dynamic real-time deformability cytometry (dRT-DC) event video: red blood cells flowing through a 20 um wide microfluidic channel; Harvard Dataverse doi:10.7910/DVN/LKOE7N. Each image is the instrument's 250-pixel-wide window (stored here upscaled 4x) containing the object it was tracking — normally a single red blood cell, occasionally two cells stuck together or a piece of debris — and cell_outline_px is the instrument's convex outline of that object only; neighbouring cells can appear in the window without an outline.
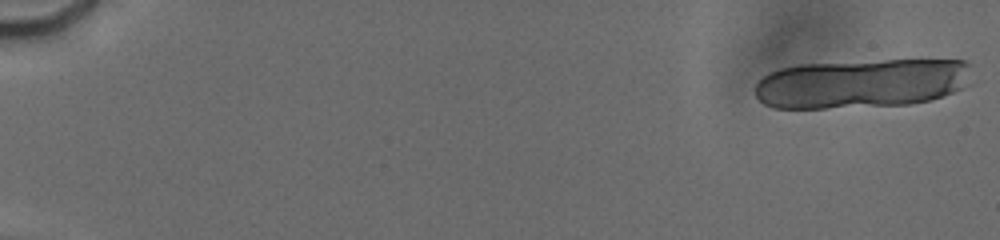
{"species": "human", "species_latin": "Homo sapiens", "temperature_condition": "cold", "stored_images_in_passage": 47, "camera_frame_rate_fps": 3000, "um_per_image_px": 0.085, "donor": {"sex": "male"}, "frame": {"image": 1, "passage_image": 1, "time_ms": 0.0, "image_size_px": [1000, 240], "cell_outline_px": [[968, 64], [960, 88], [952, 92], [928, 100], [912, 104], [824, 108], [772, 108], [764, 104], [756, 96], [756, 84], [768, 72], [780, 68], [800, 64], [884, 60], [964, 60]], "centroid_in_image_um": [73.09, 7.09], "position_along_channel_um": 11.9, "area_um2": 61.44}}
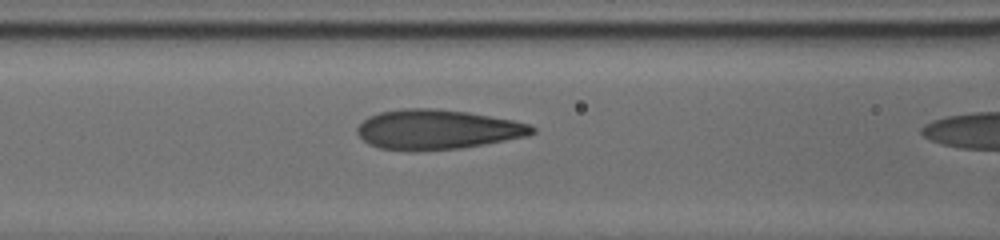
{"frame": {"image": 2, "passage_image": 46, "time_ms": 7.333, "image_size_px": [1000, 240], "cell_outline_px": [[536, 132], [528, 136], [484, 144], [460, 148], [380, 148], [368, 144], [356, 132], [356, 128], [368, 116], [380, 112], [404, 108], [432, 108], [468, 112], [512, 120], [528, 124], [536, 128]], "centroid_in_image_um": [37.2, 10.97], "position_along_channel_um": 129.4, "area_um2": 39.48}}